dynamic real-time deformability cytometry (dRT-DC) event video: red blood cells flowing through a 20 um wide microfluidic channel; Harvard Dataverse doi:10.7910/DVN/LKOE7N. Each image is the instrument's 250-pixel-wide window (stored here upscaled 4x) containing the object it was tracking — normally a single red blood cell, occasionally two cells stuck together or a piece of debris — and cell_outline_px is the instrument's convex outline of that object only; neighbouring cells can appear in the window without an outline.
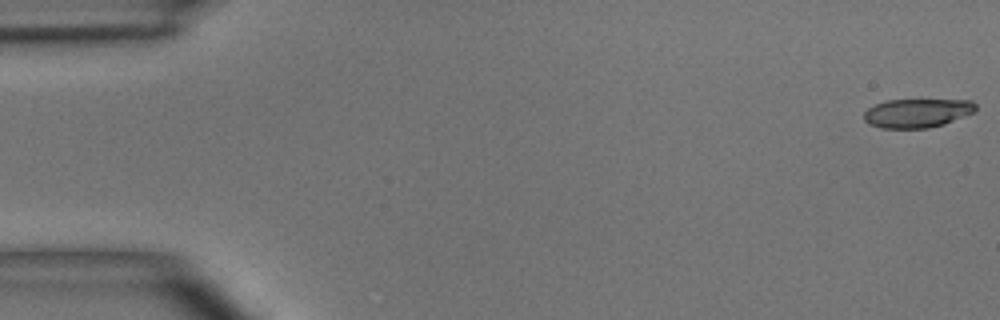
{"species": "common noctule bat (a hibernating species)", "species_latin": "Nyctalus noctula", "temperature_condition": "room temperature", "stored_images_in_passage": 8, "camera_frame_rate_fps": 3000, "um_per_image_px": 0.085, "animal": {"sex": "male", "body_mass_g": 15.6}, "frame": {"image": 1, "passage_image": 1, "time_ms": 0.0, "image_size_px": [1000, 320], "cell_outline_px": [[976, 112], [944, 124], [928, 128], [880, 128], [868, 124], [864, 120], [864, 112], [868, 108], [876, 104], [888, 100], [972, 100], [976, 104]], "centroid_in_image_um": [77.97, 9.61], "position_along_channel_um": 7.0, "area_um2": 18.9}}
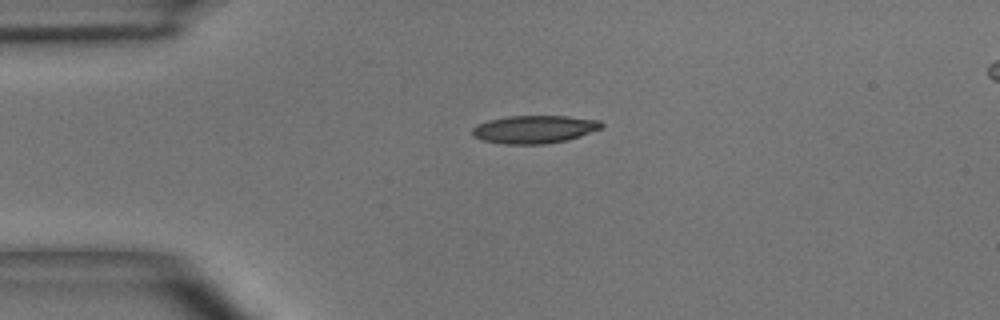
{"frame": {"image": 2, "passage_image": 4, "time_ms": 3.667, "image_size_px": [1000, 320], "cell_outline_px": [[604, 128], [568, 140], [544, 144], [504, 144], [484, 140], [472, 136], [472, 128], [476, 124], [488, 120], [508, 116], [568, 116], [600, 120], [604, 124]], "centroid_in_image_um": [45.45, 10.99], "position_along_channel_um": 39.6, "area_um2": 21.21}}
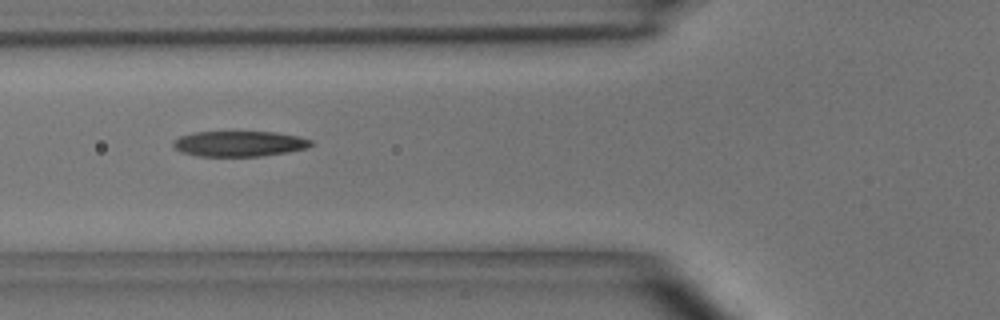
{"frame": {"image": 3, "passage_image": 6, "time_ms": 6.0, "image_size_px": [1000, 320], "cell_outline_px": [[312, 144], [308, 148], [288, 152], [260, 156], [196, 156], [180, 152], [172, 144], [172, 140], [180, 136], [192, 132], [276, 132], [300, 136], [312, 140]], "centroid_in_image_um": [20.33, 12.21], "position_along_channel_um": 105.5, "area_um2": 20.63}}